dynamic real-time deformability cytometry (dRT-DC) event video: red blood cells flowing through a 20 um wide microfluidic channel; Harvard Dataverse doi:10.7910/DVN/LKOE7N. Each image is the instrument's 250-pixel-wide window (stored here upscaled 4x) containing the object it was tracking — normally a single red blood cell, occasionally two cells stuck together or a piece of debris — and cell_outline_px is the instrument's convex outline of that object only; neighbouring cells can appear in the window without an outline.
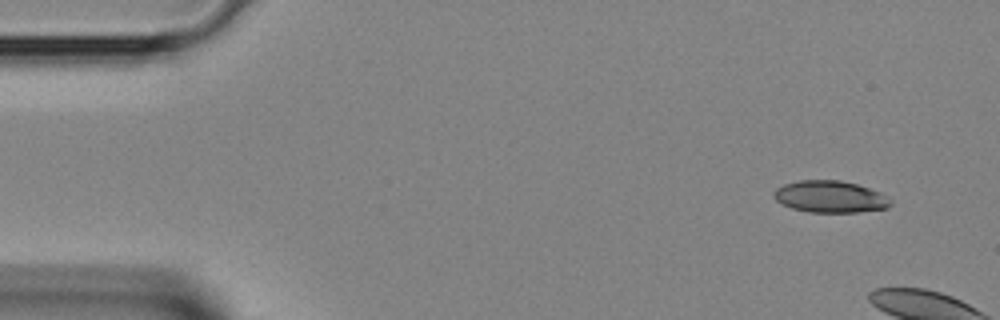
{"species": "Egyptian fruit bat (a non-hibernating species)", "species_latin": "Rousettus aegyptiacus", "temperature_condition": "room temperature", "stored_images_in_passage": 1, "camera_frame_rate_fps": 3000, "um_per_image_px": 0.085, "animal": {"sex": "female"}, "frame": {"image": 1, "passage_image": 1, "time_ms": 0.0, "image_size_px": [1000, 320], "cell_outline_px": [[892, 204], [888, 208], [860, 212], [808, 212], [792, 208], [780, 204], [772, 196], [772, 192], [776, 188], [784, 184], [800, 180], [840, 180], [856, 184], [868, 188], [888, 196], [892, 200]], "centroid_in_image_um": [70.55, 16.72], "position_along_channel_um": 14.5, "area_um2": 21.85}}